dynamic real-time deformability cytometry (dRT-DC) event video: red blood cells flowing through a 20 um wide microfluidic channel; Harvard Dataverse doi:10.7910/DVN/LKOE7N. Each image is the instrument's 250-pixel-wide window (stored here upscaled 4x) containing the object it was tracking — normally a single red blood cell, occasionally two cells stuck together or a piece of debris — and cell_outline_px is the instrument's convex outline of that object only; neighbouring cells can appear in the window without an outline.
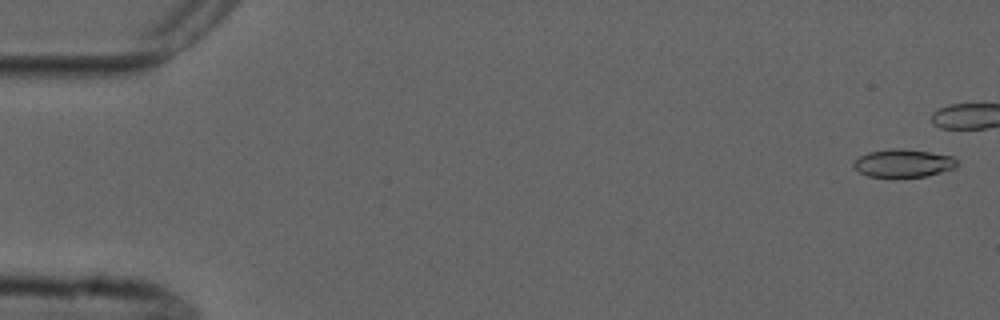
{"species": "common noctule bat (a hibernating species)", "species_latin": "Nyctalus noctula", "temperature_condition": "cold", "stored_images_in_passage": 4, "camera_frame_rate_fps": 3000, "um_per_image_px": 0.085, "animal": {"sex": "male", "forearm_length_mm": 52.5}, "frame": {"image": 1, "passage_image": 1, "time_ms": 0.0, "image_size_px": [1000, 320], "cell_outline_px": [[960, 164], [956, 168], [928, 176], [896, 180], [868, 176], [852, 168], [852, 164], [860, 156], [868, 152], [892, 148], [904, 148], [952, 156]], "centroid_in_image_um": [76.77, 13.92], "position_along_channel_um": 8.2, "area_um2": 17.69}}